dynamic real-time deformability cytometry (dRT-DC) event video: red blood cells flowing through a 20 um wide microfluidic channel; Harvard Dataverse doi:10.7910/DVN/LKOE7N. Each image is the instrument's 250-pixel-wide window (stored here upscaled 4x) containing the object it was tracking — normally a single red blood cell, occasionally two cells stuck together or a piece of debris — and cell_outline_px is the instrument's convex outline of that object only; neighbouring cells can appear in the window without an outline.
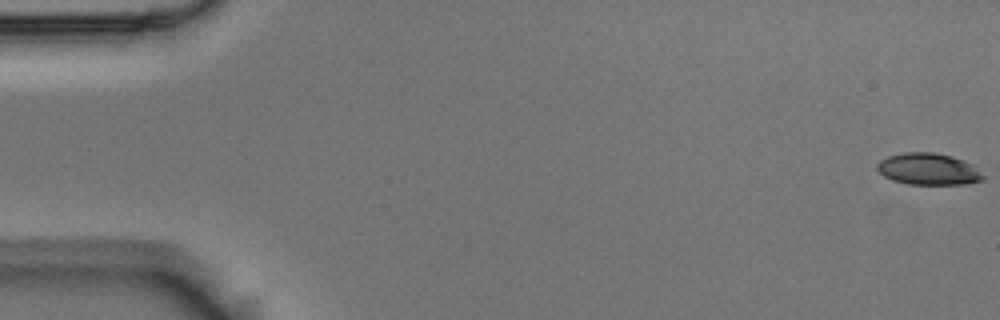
{"species": "Egyptian fruit bat (a non-hibernating species)", "species_latin": "Rousettus aegyptiacus", "temperature_condition": "room temperature", "stored_images_in_passage": 8, "camera_frame_rate_fps": 3000, "um_per_image_px": 0.085, "animal": {"sex": "male"}, "frame": {"image": 1, "passage_image": 1, "time_ms": 0.0, "image_size_px": [1000, 320], "cell_outline_px": [[984, 180], [968, 184], [908, 184], [892, 180], [884, 176], [876, 168], [876, 164], [880, 160], [888, 156], [904, 152], [932, 152], [952, 156], [964, 160], [972, 164], [984, 176]], "centroid_in_image_um": [78.91, 14.37], "position_along_channel_um": 6.1, "area_um2": 19.65}}
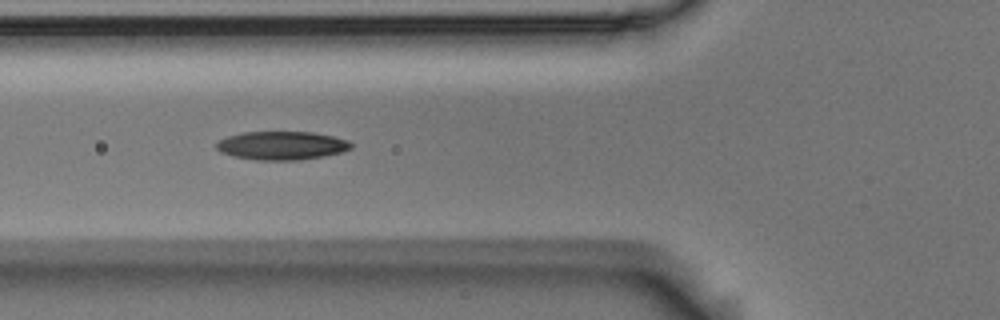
{"frame": {"image": 2, "passage_image": 6, "time_ms": 1.667, "image_size_px": [1000, 320], "cell_outline_px": [[352, 148], [340, 152], [324, 156], [300, 160], [256, 160], [232, 156], [220, 152], [216, 148], [216, 144], [220, 140], [228, 136], [240, 132], [312, 132], [332, 136], [348, 140], [352, 144]], "centroid_in_image_um": [23.93, 12.37], "position_along_channel_um": 101.9, "area_um2": 22.37}}
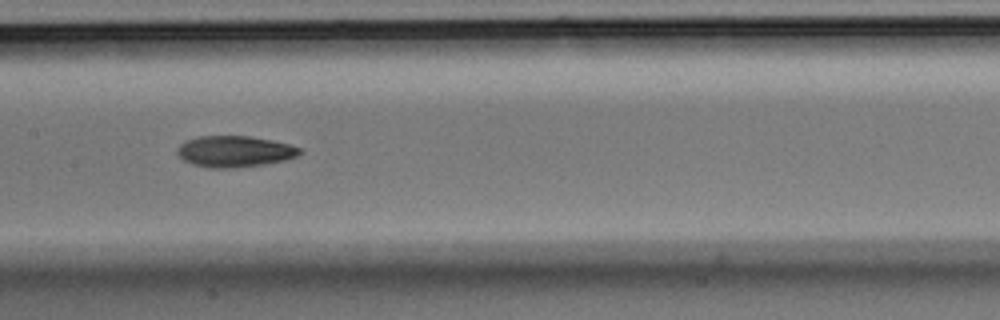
{"frame": {"image": 3, "passage_image": 8, "time_ms": 2.333, "image_size_px": [1000, 320], "cell_outline_px": [[304, 152], [296, 156], [284, 160], [264, 164], [228, 168], [208, 168], [192, 164], [184, 160], [176, 152], [176, 148], [180, 144], [196, 136], [248, 136], [272, 140], [288, 144], [300, 148]], "centroid_in_image_um": [19.92, 12.87], "position_along_channel_um": 187.5, "area_um2": 22.2}}